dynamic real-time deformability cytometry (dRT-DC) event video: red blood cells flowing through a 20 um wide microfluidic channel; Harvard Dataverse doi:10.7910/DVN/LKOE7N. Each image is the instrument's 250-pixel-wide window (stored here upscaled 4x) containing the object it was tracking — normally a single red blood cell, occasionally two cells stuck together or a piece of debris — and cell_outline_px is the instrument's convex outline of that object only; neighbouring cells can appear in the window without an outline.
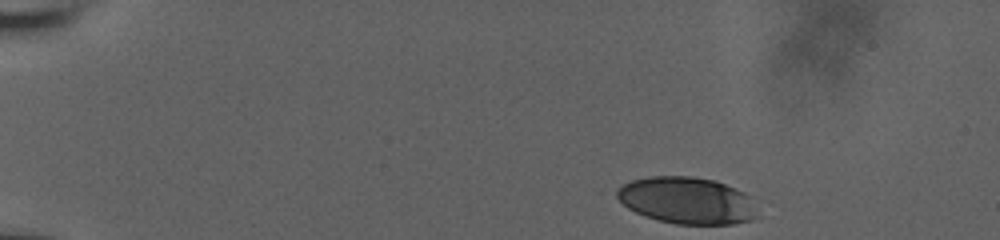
{"species": "human", "species_latin": "Homo sapiens", "temperature_condition": "room temperature", "stored_images_in_passage": 41, "camera_frame_rate_fps": 3000, "um_per_image_px": 0.085, "donor": {"sex": "male"}, "frame": {"image": 1, "passage_image": 1, "time_ms": 0.0, "image_size_px": [1000, 240], "cell_outline_px": [[760, 216], [752, 220], [732, 224], [676, 224], [644, 216], [628, 208], [608, 192], [632, 180], [648, 176], [692, 176], [712, 180], [724, 184], [744, 192], [752, 196]], "centroid_in_image_um": [58.37, 17.04], "position_along_channel_um": 26.6, "area_um2": 39.02}}
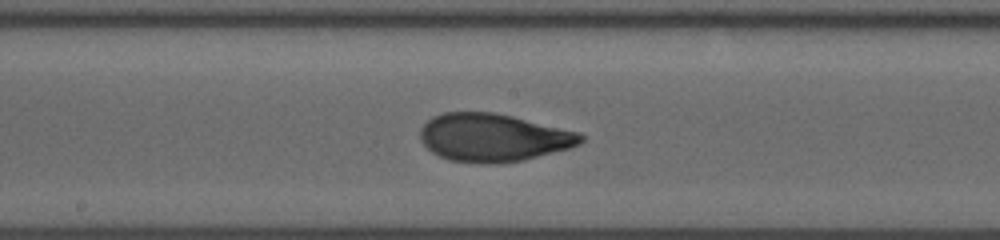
{"frame": {"image": 2, "passage_image": 24, "time_ms": 7.667, "image_size_px": [1000, 240], "cell_outline_px": [[584, 140], [580, 144], [568, 148], [524, 160], [496, 164], [484, 164], [448, 160], [432, 152], [420, 140], [420, 128], [432, 116], [444, 112], [492, 112], [512, 116], [580, 132], [584, 136]], "centroid_in_image_um": [41.91, 11.7], "position_along_channel_um": 206.3, "area_um2": 44.97}}
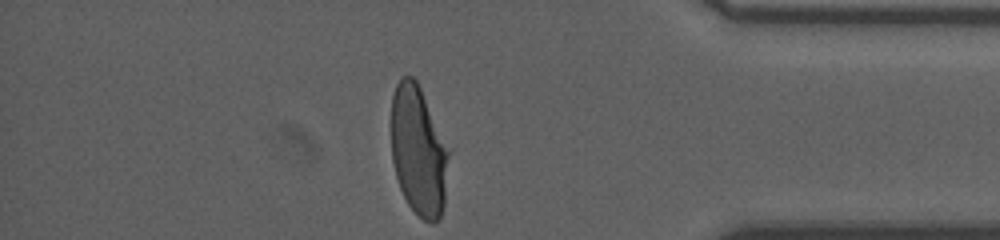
{"frame": {"image": 3, "passage_image": 41, "time_ms": 13.333, "image_size_px": [1000, 240], "cell_outline_px": [[448, 156], [444, 204], [440, 216], [432, 224], [424, 220], [408, 204], [400, 188], [396, 176], [392, 160], [392, 96], [396, 84], [400, 76], [412, 76], [416, 80], [420, 88], [448, 152]], "centroid_in_image_um": [35.53, 12.83], "position_along_channel_um": 399.7, "area_um2": 42.31}, "authors_computed_cell_mechanics": {"area_um2": 43.6968, "velocity_mm_per_s": 3.8218, "shape_relaxation_time_tau1_ms": 5.6794, "shape_relaxation_time_tau2_ms": 0.7884, "deformation_change_tau1": 0.225, "deformation_change_tau2": 0.0638}}